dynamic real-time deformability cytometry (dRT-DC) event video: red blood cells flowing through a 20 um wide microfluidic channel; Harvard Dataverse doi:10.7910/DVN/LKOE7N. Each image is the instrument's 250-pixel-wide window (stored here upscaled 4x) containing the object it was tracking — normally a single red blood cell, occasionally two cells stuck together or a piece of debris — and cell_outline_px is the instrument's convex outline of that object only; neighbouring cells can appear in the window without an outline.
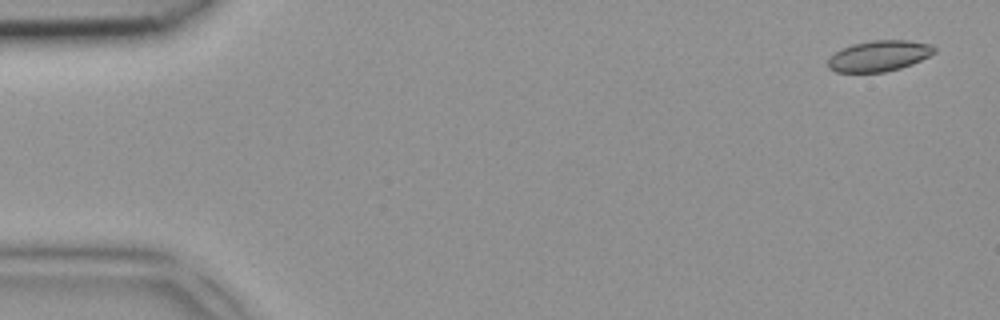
{"species": "common noctule bat (a hibernating species)", "species_latin": "Nyctalus noctula", "temperature_condition": "room temperature", "stored_images_in_passage": 4, "camera_frame_rate_fps": 3000, "um_per_image_px": 0.085, "animal": {"sex": "female", "body_mass_g": 18.4}, "frame": {"image": 1, "passage_image": 1, "time_ms": 0.0, "image_size_px": [1000, 320], "cell_outline_px": [[936, 52], [912, 64], [900, 68], [884, 72], [836, 72], [828, 68], [828, 56], [852, 44], [872, 40], [908, 40], [932, 44], [936, 48]], "centroid_in_image_um": [74.72, 4.75], "position_along_channel_um": 10.3, "area_um2": 19.13}}
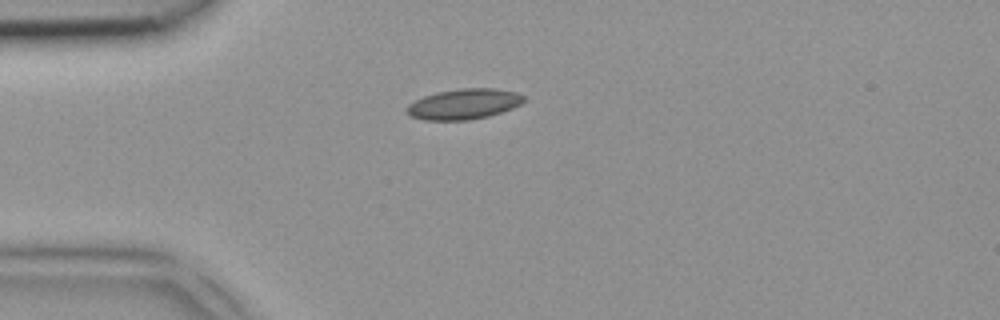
{"frame": {"image": 2, "passage_image": 4, "time_ms": 1.0, "image_size_px": [1000, 320], "cell_outline_px": [[524, 100], [520, 104], [512, 108], [488, 116], [468, 120], [424, 120], [412, 116], [404, 112], [404, 108], [408, 104], [424, 96], [436, 92], [460, 88], [496, 88], [516, 92], [524, 96]], "centroid_in_image_um": [39.39, 8.84], "position_along_channel_um": 45.6, "area_um2": 20.81}}